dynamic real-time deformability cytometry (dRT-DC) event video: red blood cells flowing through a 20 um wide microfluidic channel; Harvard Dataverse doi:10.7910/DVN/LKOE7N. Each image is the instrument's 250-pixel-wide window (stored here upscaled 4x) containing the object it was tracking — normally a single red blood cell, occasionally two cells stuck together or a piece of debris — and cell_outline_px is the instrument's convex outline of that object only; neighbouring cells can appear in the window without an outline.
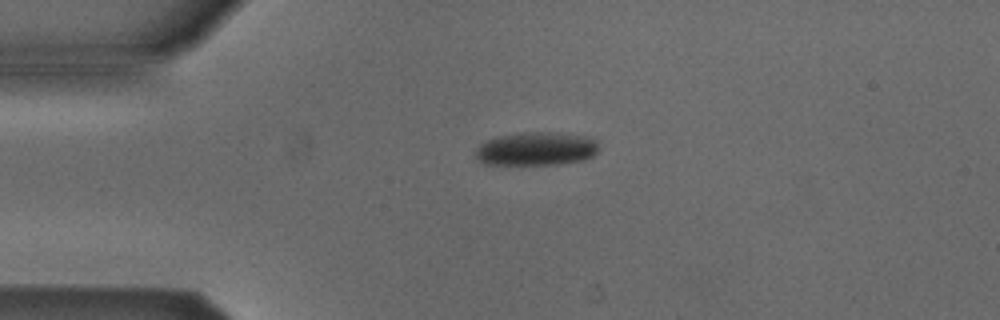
{"species": "Egyptian fruit bat (a non-hibernating species)", "species_latin": "Rousettus aegyptiacus", "temperature_condition": "cold", "stored_images_in_passage": 3, "camera_frame_rate_fps": 3000, "um_per_image_px": 0.085, "animal": {"sex": "male"}, "frame": {"image": 1, "passage_image": 1, "time_ms": 0.0, "image_size_px": [1000, 320], "cell_outline_px": [[600, 148], [592, 156], [584, 160], [556, 164], [484, 164], [476, 160], [476, 148], [480, 144], [488, 140], [500, 136], [524, 132], [548, 132], [580, 136], [596, 140]], "centroid_in_image_um": [45.56, 12.66], "position_along_channel_um": 39.4, "area_um2": 23.76}}
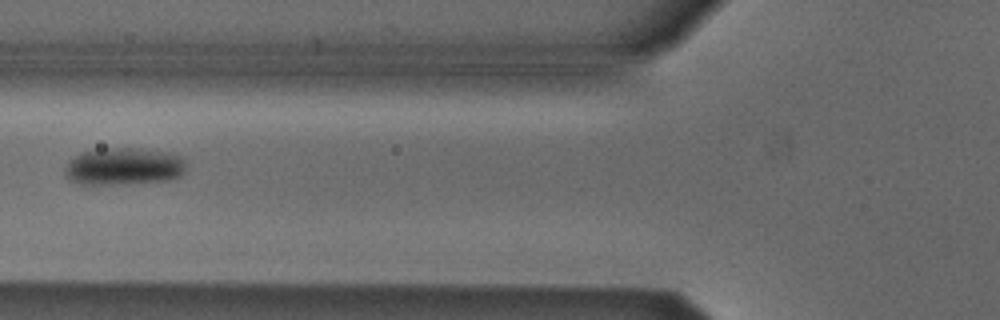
{"frame": {"image": 2, "passage_image": 3, "time_ms": 0.667, "image_size_px": [1000, 320], "cell_outline_px": [[184, 172], [180, 176], [168, 180], [112, 184], [80, 184], [68, 180], [64, 176], [64, 168], [68, 160], [80, 152], [104, 148], [140, 148], [168, 152], [180, 156], [184, 160]], "centroid_in_image_um": [10.45, 14.13], "position_along_channel_um": 115.3, "area_um2": 26.53}}